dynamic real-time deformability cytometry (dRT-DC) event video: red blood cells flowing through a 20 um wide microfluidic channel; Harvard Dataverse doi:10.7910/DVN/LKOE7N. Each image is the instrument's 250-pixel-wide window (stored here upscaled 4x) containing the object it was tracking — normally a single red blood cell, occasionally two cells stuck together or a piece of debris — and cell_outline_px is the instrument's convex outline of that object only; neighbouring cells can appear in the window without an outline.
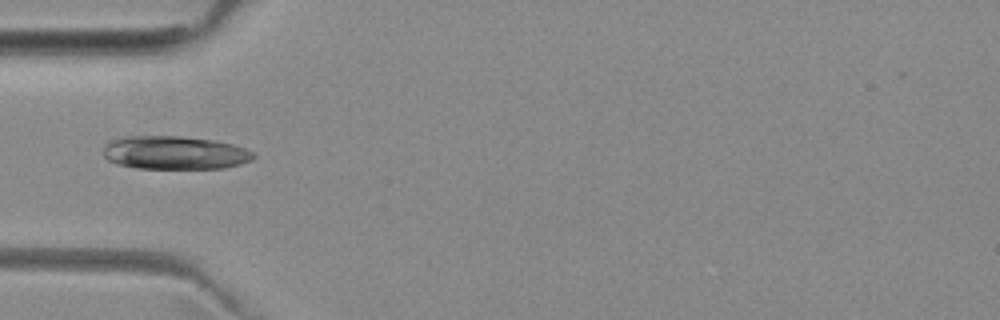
{"species": "common noctule bat (a hibernating species)", "species_latin": "Nyctalus noctula", "temperature_condition": "room temperature", "stored_images_in_passage": 1, "camera_frame_rate_fps": 3000, "um_per_image_px": 0.085, "animal": {"sex": "female", "body_mass_g": 29.2, "forearm_length_mm": 56.3}, "frame": {"image": 1, "passage_image": 1, "time_ms": 0.0, "image_size_px": [1000, 320], "cell_outline_px": [[256, 156], [252, 160], [240, 164], [224, 168], [136, 168], [116, 164], [108, 160], [104, 156], [104, 144], [108, 140], [124, 136], [180, 136], [216, 140], [232, 144], [256, 152]], "centroid_in_image_um": [14.84, 12.97], "position_along_channel_um": 70.2, "area_um2": 29.48}}